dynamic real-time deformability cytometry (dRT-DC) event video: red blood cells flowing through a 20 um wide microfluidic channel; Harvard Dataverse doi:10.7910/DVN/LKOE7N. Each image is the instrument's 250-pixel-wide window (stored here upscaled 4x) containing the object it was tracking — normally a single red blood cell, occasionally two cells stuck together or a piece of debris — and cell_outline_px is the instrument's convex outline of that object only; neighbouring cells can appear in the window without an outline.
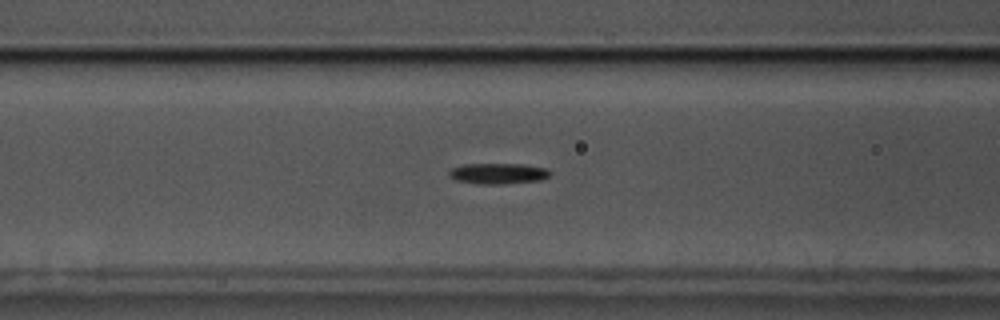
{"species": "common noctule bat (a hibernating species)", "species_latin": "Nyctalus noctula", "temperature_condition": "cold", "stored_images_in_passage": 58, "camera_frame_rate_fps": 3000, "um_per_image_px": 0.085, "animal": {"sex": "male", "body_mass_g": 17.5, "forearm_length_mm": 52.3}, "frame": {"image": 1, "passage_image": 23, "time_ms": 7.333, "image_size_px": [1000, 320], "cell_outline_px": [[552, 172], [548, 176], [540, 180], [504, 184], [476, 184], [456, 180], [448, 176], [448, 172], [452, 168], [464, 164], [524, 164], [548, 168]], "centroid_in_image_um": [42.34, 14.75], "position_along_channel_um": 124.3, "area_um2": 12.37}}
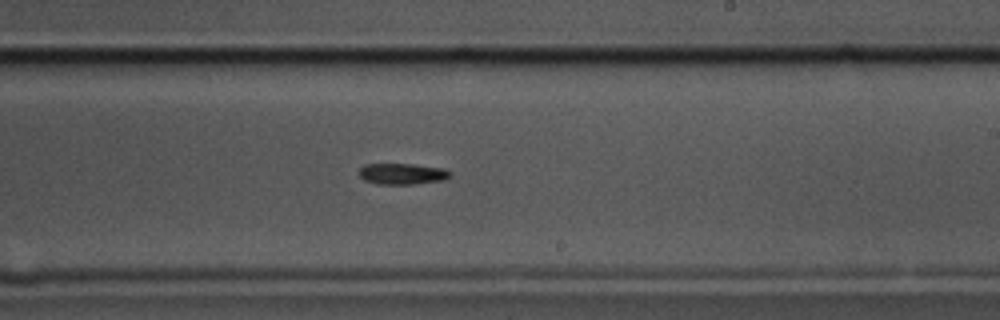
{"frame": {"image": 2, "passage_image": 34, "time_ms": 11.0, "image_size_px": [1000, 320], "cell_outline_px": [[452, 176], [444, 180], [412, 184], [376, 184], [364, 180], [360, 176], [360, 168], [364, 164], [412, 164], [444, 168], [452, 172]], "centroid_in_image_um": [34.22, 14.77], "position_along_channel_um": 254.8, "area_um2": 11.27}}
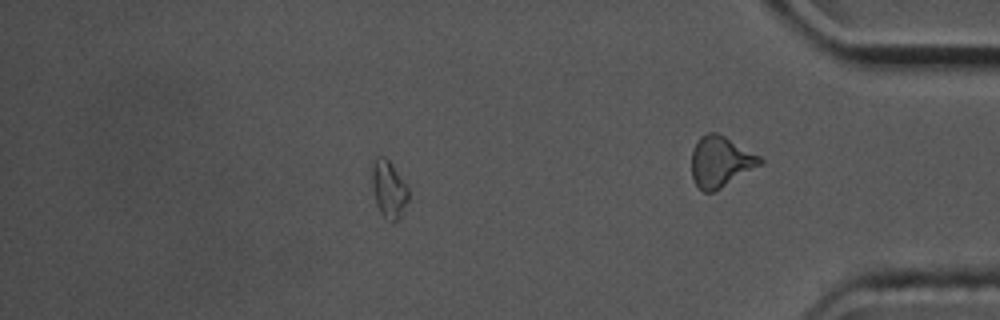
{"frame": {"image": 3, "passage_image": 50, "time_ms": 16.333, "image_size_px": [1000, 320], "cell_outline_px": [[408, 200], [400, 216], [392, 224], [380, 212], [376, 204], [372, 188], [372, 164], [376, 156], [384, 156], [392, 164], [408, 188]], "centroid_in_image_um": [33.02, 16.08], "position_along_channel_um": 402.2, "area_um2": 12.08}}